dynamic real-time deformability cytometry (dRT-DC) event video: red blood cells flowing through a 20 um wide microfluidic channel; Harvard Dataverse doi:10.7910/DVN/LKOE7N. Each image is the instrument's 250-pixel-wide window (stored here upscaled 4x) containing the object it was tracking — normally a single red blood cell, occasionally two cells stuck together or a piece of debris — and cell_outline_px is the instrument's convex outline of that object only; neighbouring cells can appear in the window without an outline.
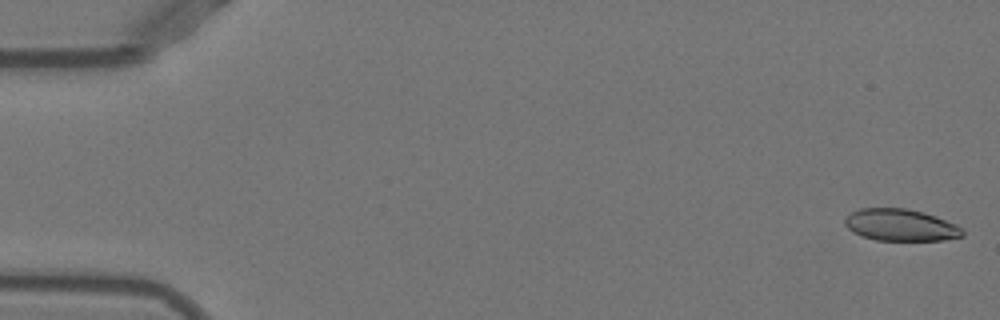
{"species": "Egyptian fruit bat (a non-hibernating species)", "species_latin": "Rousettus aegyptiacus", "temperature_condition": "warm", "stored_images_in_passage": 51, "camera_frame_rate_fps": 3000, "um_per_image_px": 0.085, "animal": {"sex": "female"}, "frame": {"image": 1, "passage_image": 1, "time_ms": 0.0, "image_size_px": [1000, 320], "cell_outline_px": [[964, 236], [944, 240], [876, 240], [852, 232], [844, 224], [844, 216], [860, 208], [904, 208], [924, 212], [936, 216], [956, 224], [964, 232]], "centroid_in_image_um": [76.54, 19.12], "position_along_channel_um": 8.5, "area_um2": 21.91}}
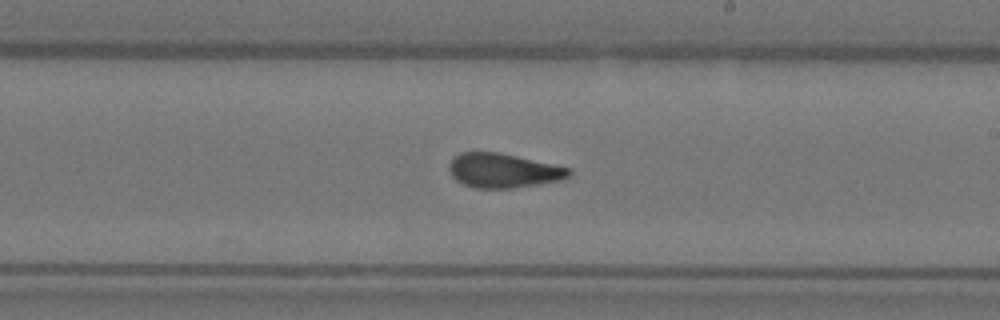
{"frame": {"image": 2, "passage_image": 30, "time_ms": 9.667, "image_size_px": [1000, 320], "cell_outline_px": [[572, 172], [564, 180], [540, 184], [512, 188], [476, 188], [464, 184], [456, 180], [452, 176], [448, 168], [448, 164], [460, 152], [500, 152], [572, 168]], "centroid_in_image_um": [42.81, 14.5], "position_along_channel_um": 246.2, "area_um2": 24.16}}
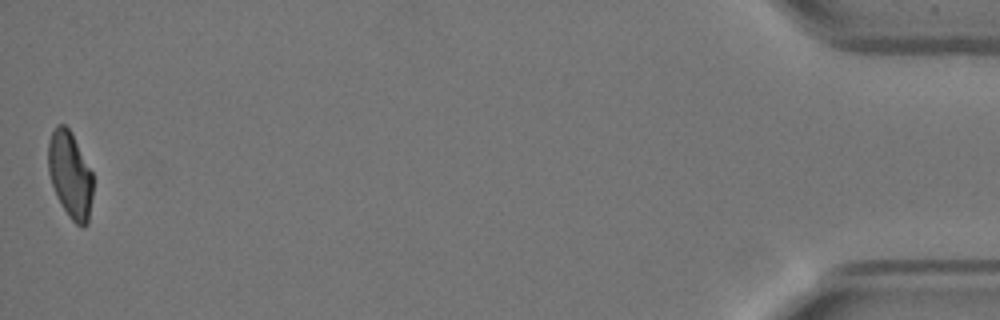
{"frame": {"image": 3, "passage_image": 51, "time_ms": 16.667, "image_size_px": [1000, 320], "cell_outline_px": [[92, 196], [88, 224], [84, 228], [76, 224], [68, 216], [60, 204], [52, 184], [48, 172], [48, 140], [56, 124], [64, 124], [72, 132], [92, 172]], "centroid_in_image_um": [5.96, 14.86], "position_along_channel_um": 429.2, "area_um2": 22.72}, "authors_computed_cell_mechanics": {"area_um2": 24.1026, "velocity_mm_per_s": 3.9497, "shape_relaxation_time_tau1_ms": 7.3802, "shape_relaxation_time_tau2_ms": 1.4935, "deformation_change_tau1": 0.22, "deformation_change_tau2": 0.0795}}